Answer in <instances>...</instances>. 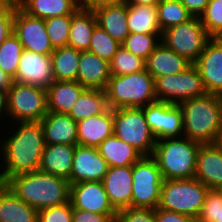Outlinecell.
<instances>
[{
    "label": "cell",
    "instance_id": "1",
    "mask_svg": "<svg viewBox=\"0 0 222 222\" xmlns=\"http://www.w3.org/2000/svg\"><path fill=\"white\" fill-rule=\"evenodd\" d=\"M14 126V130L9 132L11 136L5 134L6 138L0 140V153L4 159L0 162V183L3 184L18 174L39 170L42 153L46 147L40 122H17Z\"/></svg>",
    "mask_w": 222,
    "mask_h": 222
},
{
    "label": "cell",
    "instance_id": "2",
    "mask_svg": "<svg viewBox=\"0 0 222 222\" xmlns=\"http://www.w3.org/2000/svg\"><path fill=\"white\" fill-rule=\"evenodd\" d=\"M5 184L37 211L69 201V181L39 170L13 176Z\"/></svg>",
    "mask_w": 222,
    "mask_h": 222
},
{
    "label": "cell",
    "instance_id": "3",
    "mask_svg": "<svg viewBox=\"0 0 222 222\" xmlns=\"http://www.w3.org/2000/svg\"><path fill=\"white\" fill-rule=\"evenodd\" d=\"M183 116L184 137L201 144L214 143L222 126V96H205L179 103Z\"/></svg>",
    "mask_w": 222,
    "mask_h": 222
},
{
    "label": "cell",
    "instance_id": "4",
    "mask_svg": "<svg viewBox=\"0 0 222 222\" xmlns=\"http://www.w3.org/2000/svg\"><path fill=\"white\" fill-rule=\"evenodd\" d=\"M200 144L185 137L157 140L152 157L157 162L163 179L194 178Z\"/></svg>",
    "mask_w": 222,
    "mask_h": 222
},
{
    "label": "cell",
    "instance_id": "5",
    "mask_svg": "<svg viewBox=\"0 0 222 222\" xmlns=\"http://www.w3.org/2000/svg\"><path fill=\"white\" fill-rule=\"evenodd\" d=\"M154 78L146 69L122 76H110L105 94L108 107L142 108L157 100Z\"/></svg>",
    "mask_w": 222,
    "mask_h": 222
},
{
    "label": "cell",
    "instance_id": "6",
    "mask_svg": "<svg viewBox=\"0 0 222 222\" xmlns=\"http://www.w3.org/2000/svg\"><path fill=\"white\" fill-rule=\"evenodd\" d=\"M209 188L196 178L164 179L158 208L197 218Z\"/></svg>",
    "mask_w": 222,
    "mask_h": 222
},
{
    "label": "cell",
    "instance_id": "7",
    "mask_svg": "<svg viewBox=\"0 0 222 222\" xmlns=\"http://www.w3.org/2000/svg\"><path fill=\"white\" fill-rule=\"evenodd\" d=\"M113 134L133 146L142 156H152L157 140L141 108L113 110Z\"/></svg>",
    "mask_w": 222,
    "mask_h": 222
},
{
    "label": "cell",
    "instance_id": "8",
    "mask_svg": "<svg viewBox=\"0 0 222 222\" xmlns=\"http://www.w3.org/2000/svg\"><path fill=\"white\" fill-rule=\"evenodd\" d=\"M47 112L46 89L13 82L7 97L6 118L9 123L40 122Z\"/></svg>",
    "mask_w": 222,
    "mask_h": 222
},
{
    "label": "cell",
    "instance_id": "9",
    "mask_svg": "<svg viewBox=\"0 0 222 222\" xmlns=\"http://www.w3.org/2000/svg\"><path fill=\"white\" fill-rule=\"evenodd\" d=\"M131 207L157 209L163 176L152 156H142L132 165Z\"/></svg>",
    "mask_w": 222,
    "mask_h": 222
},
{
    "label": "cell",
    "instance_id": "10",
    "mask_svg": "<svg viewBox=\"0 0 222 222\" xmlns=\"http://www.w3.org/2000/svg\"><path fill=\"white\" fill-rule=\"evenodd\" d=\"M211 39L199 17L162 31L161 42L192 64L196 62Z\"/></svg>",
    "mask_w": 222,
    "mask_h": 222
},
{
    "label": "cell",
    "instance_id": "11",
    "mask_svg": "<svg viewBox=\"0 0 222 222\" xmlns=\"http://www.w3.org/2000/svg\"><path fill=\"white\" fill-rule=\"evenodd\" d=\"M154 84L157 100L174 104L208 94L194 64L181 73L156 78Z\"/></svg>",
    "mask_w": 222,
    "mask_h": 222
},
{
    "label": "cell",
    "instance_id": "12",
    "mask_svg": "<svg viewBox=\"0 0 222 222\" xmlns=\"http://www.w3.org/2000/svg\"><path fill=\"white\" fill-rule=\"evenodd\" d=\"M156 140L183 138V116L179 104L158 101L141 108Z\"/></svg>",
    "mask_w": 222,
    "mask_h": 222
},
{
    "label": "cell",
    "instance_id": "13",
    "mask_svg": "<svg viewBox=\"0 0 222 222\" xmlns=\"http://www.w3.org/2000/svg\"><path fill=\"white\" fill-rule=\"evenodd\" d=\"M23 49L51 55L54 48L49 40L44 19L29 15L21 7L14 9L13 31Z\"/></svg>",
    "mask_w": 222,
    "mask_h": 222
},
{
    "label": "cell",
    "instance_id": "14",
    "mask_svg": "<svg viewBox=\"0 0 222 222\" xmlns=\"http://www.w3.org/2000/svg\"><path fill=\"white\" fill-rule=\"evenodd\" d=\"M14 82L47 89L55 80L50 55L23 49Z\"/></svg>",
    "mask_w": 222,
    "mask_h": 222
},
{
    "label": "cell",
    "instance_id": "15",
    "mask_svg": "<svg viewBox=\"0 0 222 222\" xmlns=\"http://www.w3.org/2000/svg\"><path fill=\"white\" fill-rule=\"evenodd\" d=\"M69 201L72 208L101 215H117V211L110 204L101 181L70 184Z\"/></svg>",
    "mask_w": 222,
    "mask_h": 222
},
{
    "label": "cell",
    "instance_id": "16",
    "mask_svg": "<svg viewBox=\"0 0 222 222\" xmlns=\"http://www.w3.org/2000/svg\"><path fill=\"white\" fill-rule=\"evenodd\" d=\"M108 168L97 148L76 145L69 183L102 181Z\"/></svg>",
    "mask_w": 222,
    "mask_h": 222
},
{
    "label": "cell",
    "instance_id": "17",
    "mask_svg": "<svg viewBox=\"0 0 222 222\" xmlns=\"http://www.w3.org/2000/svg\"><path fill=\"white\" fill-rule=\"evenodd\" d=\"M194 65L199 70L205 88L210 94L222 96V41L211 38Z\"/></svg>",
    "mask_w": 222,
    "mask_h": 222
},
{
    "label": "cell",
    "instance_id": "18",
    "mask_svg": "<svg viewBox=\"0 0 222 222\" xmlns=\"http://www.w3.org/2000/svg\"><path fill=\"white\" fill-rule=\"evenodd\" d=\"M194 178L211 190H222V150L214 143L200 144Z\"/></svg>",
    "mask_w": 222,
    "mask_h": 222
},
{
    "label": "cell",
    "instance_id": "19",
    "mask_svg": "<svg viewBox=\"0 0 222 222\" xmlns=\"http://www.w3.org/2000/svg\"><path fill=\"white\" fill-rule=\"evenodd\" d=\"M97 24L122 44L130 34L127 24V3H95L90 6Z\"/></svg>",
    "mask_w": 222,
    "mask_h": 222
},
{
    "label": "cell",
    "instance_id": "20",
    "mask_svg": "<svg viewBox=\"0 0 222 222\" xmlns=\"http://www.w3.org/2000/svg\"><path fill=\"white\" fill-rule=\"evenodd\" d=\"M101 182L116 211L131 206L132 166L109 167Z\"/></svg>",
    "mask_w": 222,
    "mask_h": 222
},
{
    "label": "cell",
    "instance_id": "21",
    "mask_svg": "<svg viewBox=\"0 0 222 222\" xmlns=\"http://www.w3.org/2000/svg\"><path fill=\"white\" fill-rule=\"evenodd\" d=\"M113 135V110L77 122V145L97 148Z\"/></svg>",
    "mask_w": 222,
    "mask_h": 222
},
{
    "label": "cell",
    "instance_id": "22",
    "mask_svg": "<svg viewBox=\"0 0 222 222\" xmlns=\"http://www.w3.org/2000/svg\"><path fill=\"white\" fill-rule=\"evenodd\" d=\"M40 123L46 145H77V122L69 114L48 111Z\"/></svg>",
    "mask_w": 222,
    "mask_h": 222
},
{
    "label": "cell",
    "instance_id": "23",
    "mask_svg": "<svg viewBox=\"0 0 222 222\" xmlns=\"http://www.w3.org/2000/svg\"><path fill=\"white\" fill-rule=\"evenodd\" d=\"M109 79V62L88 50L81 51L77 82L87 89L105 90Z\"/></svg>",
    "mask_w": 222,
    "mask_h": 222
},
{
    "label": "cell",
    "instance_id": "24",
    "mask_svg": "<svg viewBox=\"0 0 222 222\" xmlns=\"http://www.w3.org/2000/svg\"><path fill=\"white\" fill-rule=\"evenodd\" d=\"M192 63L160 42L145 61L146 71L154 78L178 74Z\"/></svg>",
    "mask_w": 222,
    "mask_h": 222
},
{
    "label": "cell",
    "instance_id": "25",
    "mask_svg": "<svg viewBox=\"0 0 222 222\" xmlns=\"http://www.w3.org/2000/svg\"><path fill=\"white\" fill-rule=\"evenodd\" d=\"M75 146L64 144L46 145L42 153L39 171L62 177L69 181Z\"/></svg>",
    "mask_w": 222,
    "mask_h": 222
},
{
    "label": "cell",
    "instance_id": "26",
    "mask_svg": "<svg viewBox=\"0 0 222 222\" xmlns=\"http://www.w3.org/2000/svg\"><path fill=\"white\" fill-rule=\"evenodd\" d=\"M38 211L0 183V222H37Z\"/></svg>",
    "mask_w": 222,
    "mask_h": 222
},
{
    "label": "cell",
    "instance_id": "27",
    "mask_svg": "<svg viewBox=\"0 0 222 222\" xmlns=\"http://www.w3.org/2000/svg\"><path fill=\"white\" fill-rule=\"evenodd\" d=\"M96 25L97 20L92 8L80 6L72 14L68 46L79 51L88 50Z\"/></svg>",
    "mask_w": 222,
    "mask_h": 222
},
{
    "label": "cell",
    "instance_id": "28",
    "mask_svg": "<svg viewBox=\"0 0 222 222\" xmlns=\"http://www.w3.org/2000/svg\"><path fill=\"white\" fill-rule=\"evenodd\" d=\"M77 81H54L47 90V110L68 114L85 90Z\"/></svg>",
    "mask_w": 222,
    "mask_h": 222
},
{
    "label": "cell",
    "instance_id": "29",
    "mask_svg": "<svg viewBox=\"0 0 222 222\" xmlns=\"http://www.w3.org/2000/svg\"><path fill=\"white\" fill-rule=\"evenodd\" d=\"M97 149L109 167L132 166L142 157L133 146L120 140L114 134L102 141Z\"/></svg>",
    "mask_w": 222,
    "mask_h": 222
},
{
    "label": "cell",
    "instance_id": "30",
    "mask_svg": "<svg viewBox=\"0 0 222 222\" xmlns=\"http://www.w3.org/2000/svg\"><path fill=\"white\" fill-rule=\"evenodd\" d=\"M127 24L130 33L162 34L156 6L127 4Z\"/></svg>",
    "mask_w": 222,
    "mask_h": 222
},
{
    "label": "cell",
    "instance_id": "31",
    "mask_svg": "<svg viewBox=\"0 0 222 222\" xmlns=\"http://www.w3.org/2000/svg\"><path fill=\"white\" fill-rule=\"evenodd\" d=\"M80 53L70 46L54 49L50 57L55 81H77Z\"/></svg>",
    "mask_w": 222,
    "mask_h": 222
},
{
    "label": "cell",
    "instance_id": "32",
    "mask_svg": "<svg viewBox=\"0 0 222 222\" xmlns=\"http://www.w3.org/2000/svg\"><path fill=\"white\" fill-rule=\"evenodd\" d=\"M79 7L76 0H24L21 8L31 16L45 20L72 15Z\"/></svg>",
    "mask_w": 222,
    "mask_h": 222
},
{
    "label": "cell",
    "instance_id": "33",
    "mask_svg": "<svg viewBox=\"0 0 222 222\" xmlns=\"http://www.w3.org/2000/svg\"><path fill=\"white\" fill-rule=\"evenodd\" d=\"M108 109L104 90L86 88L68 114L78 122L94 115H100Z\"/></svg>",
    "mask_w": 222,
    "mask_h": 222
},
{
    "label": "cell",
    "instance_id": "34",
    "mask_svg": "<svg viewBox=\"0 0 222 222\" xmlns=\"http://www.w3.org/2000/svg\"><path fill=\"white\" fill-rule=\"evenodd\" d=\"M156 9L161 31L188 22L194 17L179 0H160Z\"/></svg>",
    "mask_w": 222,
    "mask_h": 222
},
{
    "label": "cell",
    "instance_id": "35",
    "mask_svg": "<svg viewBox=\"0 0 222 222\" xmlns=\"http://www.w3.org/2000/svg\"><path fill=\"white\" fill-rule=\"evenodd\" d=\"M22 50L23 46L13 32L0 45V68L13 79L17 74Z\"/></svg>",
    "mask_w": 222,
    "mask_h": 222
},
{
    "label": "cell",
    "instance_id": "36",
    "mask_svg": "<svg viewBox=\"0 0 222 222\" xmlns=\"http://www.w3.org/2000/svg\"><path fill=\"white\" fill-rule=\"evenodd\" d=\"M145 69V61L130 53L122 45L109 62L110 76H122Z\"/></svg>",
    "mask_w": 222,
    "mask_h": 222
},
{
    "label": "cell",
    "instance_id": "37",
    "mask_svg": "<svg viewBox=\"0 0 222 222\" xmlns=\"http://www.w3.org/2000/svg\"><path fill=\"white\" fill-rule=\"evenodd\" d=\"M161 35L162 34L130 33L121 45L130 53L146 61L161 42Z\"/></svg>",
    "mask_w": 222,
    "mask_h": 222
},
{
    "label": "cell",
    "instance_id": "38",
    "mask_svg": "<svg viewBox=\"0 0 222 222\" xmlns=\"http://www.w3.org/2000/svg\"><path fill=\"white\" fill-rule=\"evenodd\" d=\"M120 46L121 44L119 42L114 40L97 24L93 30L88 51L96 54L101 59L110 62Z\"/></svg>",
    "mask_w": 222,
    "mask_h": 222
},
{
    "label": "cell",
    "instance_id": "39",
    "mask_svg": "<svg viewBox=\"0 0 222 222\" xmlns=\"http://www.w3.org/2000/svg\"><path fill=\"white\" fill-rule=\"evenodd\" d=\"M72 15L51 17L44 20L49 40L54 49L68 46Z\"/></svg>",
    "mask_w": 222,
    "mask_h": 222
},
{
    "label": "cell",
    "instance_id": "40",
    "mask_svg": "<svg viewBox=\"0 0 222 222\" xmlns=\"http://www.w3.org/2000/svg\"><path fill=\"white\" fill-rule=\"evenodd\" d=\"M199 18L211 38L222 36V0H209Z\"/></svg>",
    "mask_w": 222,
    "mask_h": 222
},
{
    "label": "cell",
    "instance_id": "41",
    "mask_svg": "<svg viewBox=\"0 0 222 222\" xmlns=\"http://www.w3.org/2000/svg\"><path fill=\"white\" fill-rule=\"evenodd\" d=\"M222 213V190L209 189L196 222H216Z\"/></svg>",
    "mask_w": 222,
    "mask_h": 222
},
{
    "label": "cell",
    "instance_id": "42",
    "mask_svg": "<svg viewBox=\"0 0 222 222\" xmlns=\"http://www.w3.org/2000/svg\"><path fill=\"white\" fill-rule=\"evenodd\" d=\"M72 212V204L68 201L39 210L37 222H72Z\"/></svg>",
    "mask_w": 222,
    "mask_h": 222
},
{
    "label": "cell",
    "instance_id": "43",
    "mask_svg": "<svg viewBox=\"0 0 222 222\" xmlns=\"http://www.w3.org/2000/svg\"><path fill=\"white\" fill-rule=\"evenodd\" d=\"M117 222H156L155 210L140 207H126L117 211Z\"/></svg>",
    "mask_w": 222,
    "mask_h": 222
},
{
    "label": "cell",
    "instance_id": "44",
    "mask_svg": "<svg viewBox=\"0 0 222 222\" xmlns=\"http://www.w3.org/2000/svg\"><path fill=\"white\" fill-rule=\"evenodd\" d=\"M117 215H101L98 213L73 208L72 222H113Z\"/></svg>",
    "mask_w": 222,
    "mask_h": 222
},
{
    "label": "cell",
    "instance_id": "45",
    "mask_svg": "<svg viewBox=\"0 0 222 222\" xmlns=\"http://www.w3.org/2000/svg\"><path fill=\"white\" fill-rule=\"evenodd\" d=\"M155 221L156 222H196V219L180 214L174 211L157 208L155 209Z\"/></svg>",
    "mask_w": 222,
    "mask_h": 222
},
{
    "label": "cell",
    "instance_id": "46",
    "mask_svg": "<svg viewBox=\"0 0 222 222\" xmlns=\"http://www.w3.org/2000/svg\"><path fill=\"white\" fill-rule=\"evenodd\" d=\"M13 18H14V8H9L0 17V45L13 31Z\"/></svg>",
    "mask_w": 222,
    "mask_h": 222
},
{
    "label": "cell",
    "instance_id": "47",
    "mask_svg": "<svg viewBox=\"0 0 222 222\" xmlns=\"http://www.w3.org/2000/svg\"><path fill=\"white\" fill-rule=\"evenodd\" d=\"M194 17H200L209 0H179Z\"/></svg>",
    "mask_w": 222,
    "mask_h": 222
},
{
    "label": "cell",
    "instance_id": "48",
    "mask_svg": "<svg viewBox=\"0 0 222 222\" xmlns=\"http://www.w3.org/2000/svg\"><path fill=\"white\" fill-rule=\"evenodd\" d=\"M7 97H8V90L0 89V121H2V119L4 121L5 120L4 118L7 116Z\"/></svg>",
    "mask_w": 222,
    "mask_h": 222
},
{
    "label": "cell",
    "instance_id": "49",
    "mask_svg": "<svg viewBox=\"0 0 222 222\" xmlns=\"http://www.w3.org/2000/svg\"><path fill=\"white\" fill-rule=\"evenodd\" d=\"M13 78L0 68V89L8 90L13 84Z\"/></svg>",
    "mask_w": 222,
    "mask_h": 222
},
{
    "label": "cell",
    "instance_id": "50",
    "mask_svg": "<svg viewBox=\"0 0 222 222\" xmlns=\"http://www.w3.org/2000/svg\"><path fill=\"white\" fill-rule=\"evenodd\" d=\"M160 0H127V4L157 6Z\"/></svg>",
    "mask_w": 222,
    "mask_h": 222
},
{
    "label": "cell",
    "instance_id": "51",
    "mask_svg": "<svg viewBox=\"0 0 222 222\" xmlns=\"http://www.w3.org/2000/svg\"><path fill=\"white\" fill-rule=\"evenodd\" d=\"M4 3H6L9 7L17 9L19 7H22L24 0H0Z\"/></svg>",
    "mask_w": 222,
    "mask_h": 222
},
{
    "label": "cell",
    "instance_id": "52",
    "mask_svg": "<svg viewBox=\"0 0 222 222\" xmlns=\"http://www.w3.org/2000/svg\"><path fill=\"white\" fill-rule=\"evenodd\" d=\"M80 6L90 7L92 4L101 3V0H76Z\"/></svg>",
    "mask_w": 222,
    "mask_h": 222
},
{
    "label": "cell",
    "instance_id": "53",
    "mask_svg": "<svg viewBox=\"0 0 222 222\" xmlns=\"http://www.w3.org/2000/svg\"><path fill=\"white\" fill-rule=\"evenodd\" d=\"M214 144H215L218 148H220V149L222 150V126H221V128H220V130H219V133H218V135H217V137H216V140H215Z\"/></svg>",
    "mask_w": 222,
    "mask_h": 222
},
{
    "label": "cell",
    "instance_id": "54",
    "mask_svg": "<svg viewBox=\"0 0 222 222\" xmlns=\"http://www.w3.org/2000/svg\"><path fill=\"white\" fill-rule=\"evenodd\" d=\"M9 8H10V7H9L6 3L0 1V17H1Z\"/></svg>",
    "mask_w": 222,
    "mask_h": 222
},
{
    "label": "cell",
    "instance_id": "55",
    "mask_svg": "<svg viewBox=\"0 0 222 222\" xmlns=\"http://www.w3.org/2000/svg\"><path fill=\"white\" fill-rule=\"evenodd\" d=\"M112 2L126 3L127 0H101V3H112Z\"/></svg>",
    "mask_w": 222,
    "mask_h": 222
},
{
    "label": "cell",
    "instance_id": "56",
    "mask_svg": "<svg viewBox=\"0 0 222 222\" xmlns=\"http://www.w3.org/2000/svg\"><path fill=\"white\" fill-rule=\"evenodd\" d=\"M216 222H222V213L220 214L219 220H217Z\"/></svg>",
    "mask_w": 222,
    "mask_h": 222
}]
</instances>
